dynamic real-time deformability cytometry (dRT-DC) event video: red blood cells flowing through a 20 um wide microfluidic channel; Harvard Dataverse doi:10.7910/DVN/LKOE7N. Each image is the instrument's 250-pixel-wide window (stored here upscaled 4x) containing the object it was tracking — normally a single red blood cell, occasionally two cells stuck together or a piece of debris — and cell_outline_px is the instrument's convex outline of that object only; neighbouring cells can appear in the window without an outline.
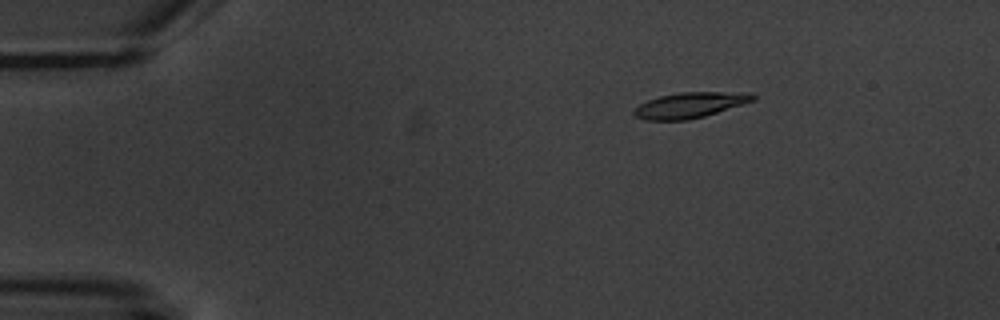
{"species": "common noctule bat (a hibernating species)", "species_latin": "Nyctalus noctula", "temperature_condition": "warm", "stored_images_in_passage": 5, "camera_frame_rate_fps": 3000, "um_per_image_px": 0.085, "animal": {"sex": "male", "body_mass_g": 20.1, "forearm_length_mm": 53.5}, "frame": {"image": 1, "passage_image": 3, "time_ms": 2.333, "image_size_px": [1000, 320], "cell_outline_px": [[756, 100], [704, 116], [688, 120], [644, 120], [636, 116], [632, 112], [640, 104], [648, 100], [660, 96], [680, 92], [752, 92], [756, 96]], "centroid_in_image_um": [58.68, 8.92], "position_along_channel_um": 26.3, "area_um2": 17.69}}
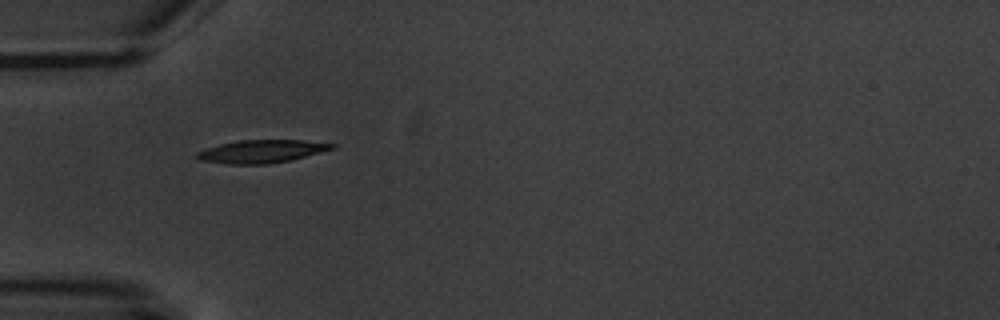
{"frame": {"image": 2, "passage_image": 5, "time_ms": 5.333, "image_size_px": [1000, 320], "cell_outline_px": [[336, 148], [292, 160], [268, 164], [228, 164], [200, 160], [192, 156], [196, 152], [220, 144], [236, 140], [304, 140], [336, 144]], "centroid_in_image_um": [22.23, 12.87], "position_along_channel_um": 62.8, "area_um2": 18.21}}